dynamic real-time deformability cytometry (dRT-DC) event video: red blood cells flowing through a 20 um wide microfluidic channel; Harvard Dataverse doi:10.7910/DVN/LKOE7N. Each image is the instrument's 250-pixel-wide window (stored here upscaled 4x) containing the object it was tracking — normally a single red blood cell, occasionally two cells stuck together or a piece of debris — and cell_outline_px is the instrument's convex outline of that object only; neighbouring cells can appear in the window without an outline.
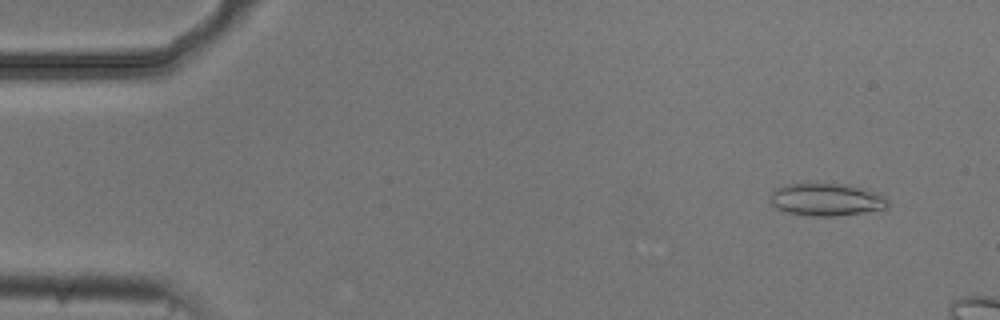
{"species": "common noctule bat (a hibernating species)", "species_latin": "Nyctalus noctula", "temperature_condition": "cold", "stored_images_in_passage": 12, "camera_frame_rate_fps": 3000, "um_per_image_px": 0.085, "animal": {"sex": "male", "body_mass_g": 20.5, "forearm_length_mm": 52.5}, "frame": {"image": 1, "passage_image": 4, "time_ms": 1.0, "image_size_px": [1000, 320], "cell_outline_px": [[888, 208], [836, 216], [812, 216], [788, 212], [776, 208], [772, 204], [772, 192], [776, 188], [788, 184], [816, 180], [844, 184], [860, 188], [884, 196], [888, 200]], "centroid_in_image_um": [70.21, 16.92], "position_along_channel_um": 14.8, "area_um2": 22.6}}